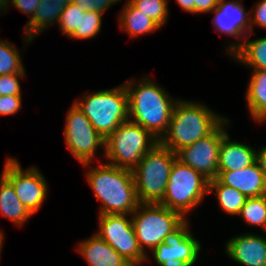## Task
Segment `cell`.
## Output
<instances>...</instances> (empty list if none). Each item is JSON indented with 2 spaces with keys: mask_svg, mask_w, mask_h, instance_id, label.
<instances>
[{
  "mask_svg": "<svg viewBox=\"0 0 266 266\" xmlns=\"http://www.w3.org/2000/svg\"><path fill=\"white\" fill-rule=\"evenodd\" d=\"M141 81H126L129 120L151 132L158 140L167 132L175 99L164 88L144 77Z\"/></svg>",
  "mask_w": 266,
  "mask_h": 266,
  "instance_id": "1",
  "label": "cell"
},
{
  "mask_svg": "<svg viewBox=\"0 0 266 266\" xmlns=\"http://www.w3.org/2000/svg\"><path fill=\"white\" fill-rule=\"evenodd\" d=\"M94 196L102 203L99 215L132 214L139 206L132 170L100 163L86 174Z\"/></svg>",
  "mask_w": 266,
  "mask_h": 266,
  "instance_id": "2",
  "label": "cell"
},
{
  "mask_svg": "<svg viewBox=\"0 0 266 266\" xmlns=\"http://www.w3.org/2000/svg\"><path fill=\"white\" fill-rule=\"evenodd\" d=\"M225 119L205 105L178 99L167 132L159 143L176 153L211 134Z\"/></svg>",
  "mask_w": 266,
  "mask_h": 266,
  "instance_id": "3",
  "label": "cell"
},
{
  "mask_svg": "<svg viewBox=\"0 0 266 266\" xmlns=\"http://www.w3.org/2000/svg\"><path fill=\"white\" fill-rule=\"evenodd\" d=\"M74 103L103 139L129 120L128 93L124 84L110 90L84 94Z\"/></svg>",
  "mask_w": 266,
  "mask_h": 266,
  "instance_id": "4",
  "label": "cell"
},
{
  "mask_svg": "<svg viewBox=\"0 0 266 266\" xmlns=\"http://www.w3.org/2000/svg\"><path fill=\"white\" fill-rule=\"evenodd\" d=\"M158 143L151 132L128 120L105 139L104 156L110 165L133 170Z\"/></svg>",
  "mask_w": 266,
  "mask_h": 266,
  "instance_id": "5",
  "label": "cell"
},
{
  "mask_svg": "<svg viewBox=\"0 0 266 266\" xmlns=\"http://www.w3.org/2000/svg\"><path fill=\"white\" fill-rule=\"evenodd\" d=\"M176 153L158 143L132 170L140 203H160L165 195Z\"/></svg>",
  "mask_w": 266,
  "mask_h": 266,
  "instance_id": "6",
  "label": "cell"
},
{
  "mask_svg": "<svg viewBox=\"0 0 266 266\" xmlns=\"http://www.w3.org/2000/svg\"><path fill=\"white\" fill-rule=\"evenodd\" d=\"M209 180L190 166L175 160L160 205L178 212L184 219L208 193Z\"/></svg>",
  "mask_w": 266,
  "mask_h": 266,
  "instance_id": "7",
  "label": "cell"
},
{
  "mask_svg": "<svg viewBox=\"0 0 266 266\" xmlns=\"http://www.w3.org/2000/svg\"><path fill=\"white\" fill-rule=\"evenodd\" d=\"M131 218L138 245L145 255H148L146 248H156L185 220L178 212L159 203H140Z\"/></svg>",
  "mask_w": 266,
  "mask_h": 266,
  "instance_id": "8",
  "label": "cell"
},
{
  "mask_svg": "<svg viewBox=\"0 0 266 266\" xmlns=\"http://www.w3.org/2000/svg\"><path fill=\"white\" fill-rule=\"evenodd\" d=\"M129 214L98 215L99 230L96 235L109 244L132 265L140 266L148 261V256L138 245L135 230Z\"/></svg>",
  "mask_w": 266,
  "mask_h": 266,
  "instance_id": "9",
  "label": "cell"
},
{
  "mask_svg": "<svg viewBox=\"0 0 266 266\" xmlns=\"http://www.w3.org/2000/svg\"><path fill=\"white\" fill-rule=\"evenodd\" d=\"M64 136L66 145L71 154L82 164L88 167L92 162L96 150L104 148L105 139L94 129L89 119L73 103L66 115Z\"/></svg>",
  "mask_w": 266,
  "mask_h": 266,
  "instance_id": "10",
  "label": "cell"
},
{
  "mask_svg": "<svg viewBox=\"0 0 266 266\" xmlns=\"http://www.w3.org/2000/svg\"><path fill=\"white\" fill-rule=\"evenodd\" d=\"M2 175L13 185L15 193L33 215L46 199L48 184L37 167L23 170L19 161L7 157Z\"/></svg>",
  "mask_w": 266,
  "mask_h": 266,
  "instance_id": "11",
  "label": "cell"
},
{
  "mask_svg": "<svg viewBox=\"0 0 266 266\" xmlns=\"http://www.w3.org/2000/svg\"><path fill=\"white\" fill-rule=\"evenodd\" d=\"M228 121L225 119L211 134L197 142L185 146L176 152L177 160L190 166L209 181L218 176L219 148L223 136L227 133ZM226 125V126H225Z\"/></svg>",
  "mask_w": 266,
  "mask_h": 266,
  "instance_id": "12",
  "label": "cell"
},
{
  "mask_svg": "<svg viewBox=\"0 0 266 266\" xmlns=\"http://www.w3.org/2000/svg\"><path fill=\"white\" fill-rule=\"evenodd\" d=\"M200 250L201 245L191 235L189 223L185 219L151 251L159 266H194Z\"/></svg>",
  "mask_w": 266,
  "mask_h": 266,
  "instance_id": "13",
  "label": "cell"
},
{
  "mask_svg": "<svg viewBox=\"0 0 266 266\" xmlns=\"http://www.w3.org/2000/svg\"><path fill=\"white\" fill-rule=\"evenodd\" d=\"M212 23L215 30L239 40L250 34V10L245 11L242 1L219 0ZM244 36V37H242Z\"/></svg>",
  "mask_w": 266,
  "mask_h": 266,
  "instance_id": "14",
  "label": "cell"
},
{
  "mask_svg": "<svg viewBox=\"0 0 266 266\" xmlns=\"http://www.w3.org/2000/svg\"><path fill=\"white\" fill-rule=\"evenodd\" d=\"M225 246L228 257L244 266H266V237L244 233L229 239Z\"/></svg>",
  "mask_w": 266,
  "mask_h": 266,
  "instance_id": "15",
  "label": "cell"
},
{
  "mask_svg": "<svg viewBox=\"0 0 266 266\" xmlns=\"http://www.w3.org/2000/svg\"><path fill=\"white\" fill-rule=\"evenodd\" d=\"M217 179L239 190L247 198L266 195V179L257 161L241 170L218 171Z\"/></svg>",
  "mask_w": 266,
  "mask_h": 266,
  "instance_id": "16",
  "label": "cell"
},
{
  "mask_svg": "<svg viewBox=\"0 0 266 266\" xmlns=\"http://www.w3.org/2000/svg\"><path fill=\"white\" fill-rule=\"evenodd\" d=\"M256 152L253 147L230 140L226 133L220 144L218 171H236L250 166L256 161Z\"/></svg>",
  "mask_w": 266,
  "mask_h": 266,
  "instance_id": "17",
  "label": "cell"
},
{
  "mask_svg": "<svg viewBox=\"0 0 266 266\" xmlns=\"http://www.w3.org/2000/svg\"><path fill=\"white\" fill-rule=\"evenodd\" d=\"M77 250L89 266H132L123 256L96 234L81 241Z\"/></svg>",
  "mask_w": 266,
  "mask_h": 266,
  "instance_id": "18",
  "label": "cell"
},
{
  "mask_svg": "<svg viewBox=\"0 0 266 266\" xmlns=\"http://www.w3.org/2000/svg\"><path fill=\"white\" fill-rule=\"evenodd\" d=\"M71 0H41L33 18L25 25L26 44L33 41L48 26L58 24L60 14Z\"/></svg>",
  "mask_w": 266,
  "mask_h": 266,
  "instance_id": "19",
  "label": "cell"
},
{
  "mask_svg": "<svg viewBox=\"0 0 266 266\" xmlns=\"http://www.w3.org/2000/svg\"><path fill=\"white\" fill-rule=\"evenodd\" d=\"M244 42H231L227 51L233 59L253 68L252 70H266V36L256 40H247Z\"/></svg>",
  "mask_w": 266,
  "mask_h": 266,
  "instance_id": "20",
  "label": "cell"
},
{
  "mask_svg": "<svg viewBox=\"0 0 266 266\" xmlns=\"http://www.w3.org/2000/svg\"><path fill=\"white\" fill-rule=\"evenodd\" d=\"M0 213L18 227L32 216L17 197L13 185L3 175L0 176Z\"/></svg>",
  "mask_w": 266,
  "mask_h": 266,
  "instance_id": "21",
  "label": "cell"
},
{
  "mask_svg": "<svg viewBox=\"0 0 266 266\" xmlns=\"http://www.w3.org/2000/svg\"><path fill=\"white\" fill-rule=\"evenodd\" d=\"M246 92L251 117L257 122L266 121V70H253Z\"/></svg>",
  "mask_w": 266,
  "mask_h": 266,
  "instance_id": "22",
  "label": "cell"
},
{
  "mask_svg": "<svg viewBox=\"0 0 266 266\" xmlns=\"http://www.w3.org/2000/svg\"><path fill=\"white\" fill-rule=\"evenodd\" d=\"M126 2L118 19L122 31H126L130 37L134 38L161 29L154 20L135 8L129 1Z\"/></svg>",
  "mask_w": 266,
  "mask_h": 266,
  "instance_id": "23",
  "label": "cell"
},
{
  "mask_svg": "<svg viewBox=\"0 0 266 266\" xmlns=\"http://www.w3.org/2000/svg\"><path fill=\"white\" fill-rule=\"evenodd\" d=\"M214 191L220 208L229 215L238 216L247 197L239 190L222 184L217 178L209 181L208 194Z\"/></svg>",
  "mask_w": 266,
  "mask_h": 266,
  "instance_id": "24",
  "label": "cell"
},
{
  "mask_svg": "<svg viewBox=\"0 0 266 266\" xmlns=\"http://www.w3.org/2000/svg\"><path fill=\"white\" fill-rule=\"evenodd\" d=\"M238 216L249 225L261 226L266 233V195L247 198Z\"/></svg>",
  "mask_w": 266,
  "mask_h": 266,
  "instance_id": "25",
  "label": "cell"
},
{
  "mask_svg": "<svg viewBox=\"0 0 266 266\" xmlns=\"http://www.w3.org/2000/svg\"><path fill=\"white\" fill-rule=\"evenodd\" d=\"M21 60L16 47L11 42L0 39V75L26 73Z\"/></svg>",
  "mask_w": 266,
  "mask_h": 266,
  "instance_id": "26",
  "label": "cell"
},
{
  "mask_svg": "<svg viewBox=\"0 0 266 266\" xmlns=\"http://www.w3.org/2000/svg\"><path fill=\"white\" fill-rule=\"evenodd\" d=\"M102 15L99 11H84L80 8L79 29L69 37L74 39H90L95 37L102 26Z\"/></svg>",
  "mask_w": 266,
  "mask_h": 266,
  "instance_id": "27",
  "label": "cell"
},
{
  "mask_svg": "<svg viewBox=\"0 0 266 266\" xmlns=\"http://www.w3.org/2000/svg\"><path fill=\"white\" fill-rule=\"evenodd\" d=\"M135 8L154 20L160 27L167 22L168 0H128Z\"/></svg>",
  "mask_w": 266,
  "mask_h": 266,
  "instance_id": "28",
  "label": "cell"
},
{
  "mask_svg": "<svg viewBox=\"0 0 266 266\" xmlns=\"http://www.w3.org/2000/svg\"><path fill=\"white\" fill-rule=\"evenodd\" d=\"M80 7L70 2L60 14L58 26L64 35L70 37L76 29H79Z\"/></svg>",
  "mask_w": 266,
  "mask_h": 266,
  "instance_id": "29",
  "label": "cell"
},
{
  "mask_svg": "<svg viewBox=\"0 0 266 266\" xmlns=\"http://www.w3.org/2000/svg\"><path fill=\"white\" fill-rule=\"evenodd\" d=\"M25 76V73L0 75V96L21 95L19 78Z\"/></svg>",
  "mask_w": 266,
  "mask_h": 266,
  "instance_id": "30",
  "label": "cell"
},
{
  "mask_svg": "<svg viewBox=\"0 0 266 266\" xmlns=\"http://www.w3.org/2000/svg\"><path fill=\"white\" fill-rule=\"evenodd\" d=\"M120 0H71L84 11H99L104 14L106 10Z\"/></svg>",
  "mask_w": 266,
  "mask_h": 266,
  "instance_id": "31",
  "label": "cell"
},
{
  "mask_svg": "<svg viewBox=\"0 0 266 266\" xmlns=\"http://www.w3.org/2000/svg\"><path fill=\"white\" fill-rule=\"evenodd\" d=\"M250 35L253 33V25H258L263 29H266V0H260L257 2L254 8L250 11Z\"/></svg>",
  "mask_w": 266,
  "mask_h": 266,
  "instance_id": "32",
  "label": "cell"
},
{
  "mask_svg": "<svg viewBox=\"0 0 266 266\" xmlns=\"http://www.w3.org/2000/svg\"><path fill=\"white\" fill-rule=\"evenodd\" d=\"M21 99V95L0 96V115L16 114L22 106Z\"/></svg>",
  "mask_w": 266,
  "mask_h": 266,
  "instance_id": "33",
  "label": "cell"
},
{
  "mask_svg": "<svg viewBox=\"0 0 266 266\" xmlns=\"http://www.w3.org/2000/svg\"><path fill=\"white\" fill-rule=\"evenodd\" d=\"M41 0H14V5L20 12L30 15L31 20Z\"/></svg>",
  "mask_w": 266,
  "mask_h": 266,
  "instance_id": "34",
  "label": "cell"
},
{
  "mask_svg": "<svg viewBox=\"0 0 266 266\" xmlns=\"http://www.w3.org/2000/svg\"><path fill=\"white\" fill-rule=\"evenodd\" d=\"M219 0H194V13H208L214 11Z\"/></svg>",
  "mask_w": 266,
  "mask_h": 266,
  "instance_id": "35",
  "label": "cell"
},
{
  "mask_svg": "<svg viewBox=\"0 0 266 266\" xmlns=\"http://www.w3.org/2000/svg\"><path fill=\"white\" fill-rule=\"evenodd\" d=\"M256 161L259 164L260 169L264 173L266 179V146H263L259 151L256 152Z\"/></svg>",
  "mask_w": 266,
  "mask_h": 266,
  "instance_id": "36",
  "label": "cell"
},
{
  "mask_svg": "<svg viewBox=\"0 0 266 266\" xmlns=\"http://www.w3.org/2000/svg\"><path fill=\"white\" fill-rule=\"evenodd\" d=\"M178 5L189 13H194V0H176Z\"/></svg>",
  "mask_w": 266,
  "mask_h": 266,
  "instance_id": "37",
  "label": "cell"
},
{
  "mask_svg": "<svg viewBox=\"0 0 266 266\" xmlns=\"http://www.w3.org/2000/svg\"><path fill=\"white\" fill-rule=\"evenodd\" d=\"M11 2H9V0H1V2L3 3V5L8 9V7L10 6L9 4H11L14 0H10Z\"/></svg>",
  "mask_w": 266,
  "mask_h": 266,
  "instance_id": "38",
  "label": "cell"
},
{
  "mask_svg": "<svg viewBox=\"0 0 266 266\" xmlns=\"http://www.w3.org/2000/svg\"><path fill=\"white\" fill-rule=\"evenodd\" d=\"M4 239V235H0V254L2 253V247H3V240Z\"/></svg>",
  "mask_w": 266,
  "mask_h": 266,
  "instance_id": "39",
  "label": "cell"
},
{
  "mask_svg": "<svg viewBox=\"0 0 266 266\" xmlns=\"http://www.w3.org/2000/svg\"><path fill=\"white\" fill-rule=\"evenodd\" d=\"M2 10H7V8L3 5V3L1 2V0H0V11H2Z\"/></svg>",
  "mask_w": 266,
  "mask_h": 266,
  "instance_id": "40",
  "label": "cell"
}]
</instances>
